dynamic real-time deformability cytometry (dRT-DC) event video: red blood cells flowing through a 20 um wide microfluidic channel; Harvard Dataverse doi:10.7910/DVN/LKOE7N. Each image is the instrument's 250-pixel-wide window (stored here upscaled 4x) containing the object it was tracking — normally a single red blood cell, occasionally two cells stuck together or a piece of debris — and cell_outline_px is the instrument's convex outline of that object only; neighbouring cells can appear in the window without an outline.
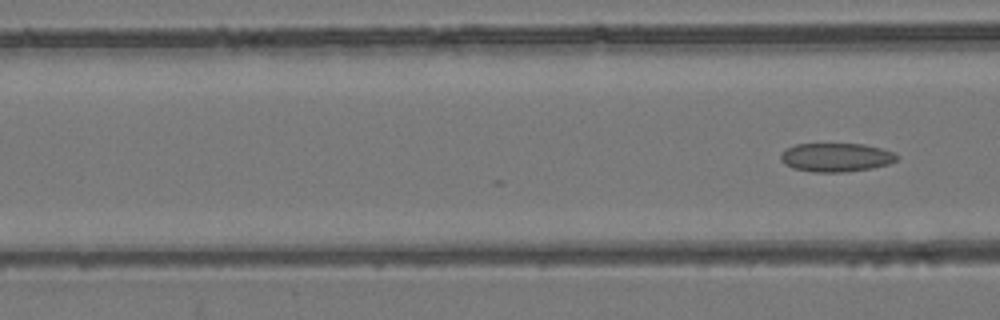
{"species": "common noctule bat (a hibernating species)", "species_latin": "Nyctalus noctula", "temperature_condition": "room temperature", "stored_images_in_passage": 21, "camera_frame_rate_fps": 3000, "um_per_image_px": 0.085, "animal": {"sex": "female", "body_mass_g": 24.6, "forearm_length_mm": 56.2}, "frame": {"image": 1, "passage_image": 21, "time_ms": 6.667, "image_size_px": [1000, 320], "cell_outline_px": [[900, 156], [896, 160], [888, 164], [872, 168], [844, 172], [812, 172], [792, 168], [784, 164], [780, 160], [780, 156], [788, 148], [796, 144], [864, 144], [880, 148], [892, 152]], "centroid_in_image_um": [71.06, 13.38], "position_along_channel_um": 95.5, "area_um2": 19.36}}